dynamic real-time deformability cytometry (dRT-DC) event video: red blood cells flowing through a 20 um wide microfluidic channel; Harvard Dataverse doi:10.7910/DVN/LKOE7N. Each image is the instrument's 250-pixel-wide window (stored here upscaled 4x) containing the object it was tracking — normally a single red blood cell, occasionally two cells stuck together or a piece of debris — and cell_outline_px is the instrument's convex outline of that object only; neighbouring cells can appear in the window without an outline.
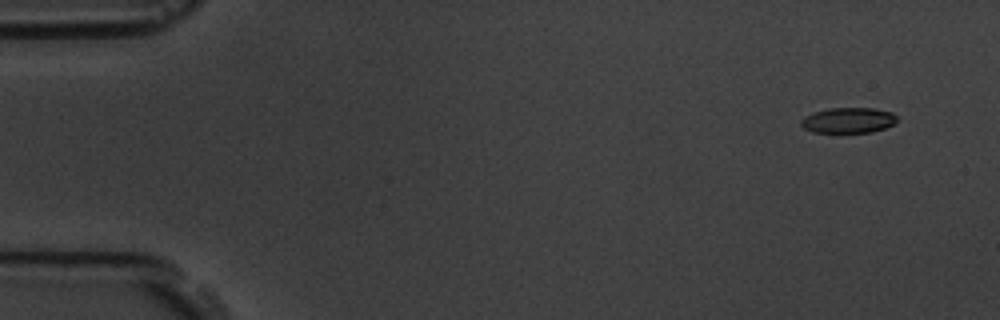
{"species": "common noctule bat (a hibernating species)", "species_latin": "Nyctalus noctula", "temperature_condition": "room temperature", "stored_images_in_passage": 6, "camera_frame_rate_fps": 3000, "um_per_image_px": 0.085, "animal": {"sex": "male", "body_mass_g": 19.5, "forearm_length_mm": 54.6}, "frame": {"image": 1, "passage_image": 1, "time_ms": 0.0, "image_size_px": [1000, 320], "cell_outline_px": [[900, 120], [884, 128], [872, 132], [812, 132], [804, 128], [800, 124], [800, 120], [804, 116], [812, 112], [828, 108], [872, 108], [892, 112]], "centroid_in_image_um": [72.09, 10.21], "position_along_channel_um": 12.9, "area_um2": 14.33}}
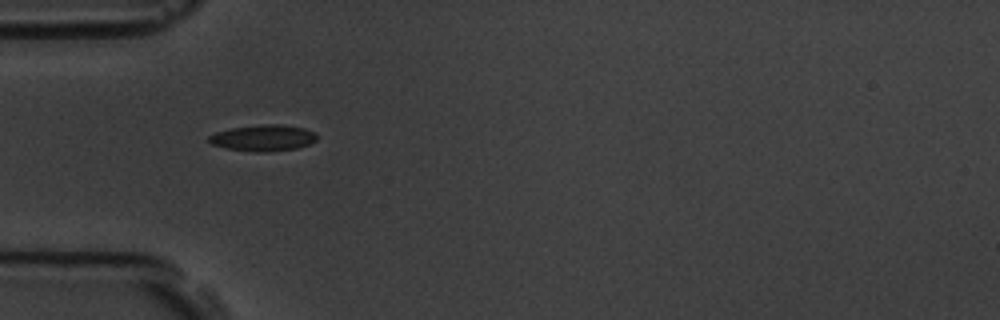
{"frame": {"image": 2, "passage_image": 5, "time_ms": 4.667, "image_size_px": [1000, 320], "cell_outline_px": [[316, 140], [308, 144], [296, 148], [272, 152], [252, 152], [224, 148], [212, 144], [208, 140], [208, 136], [216, 132], [232, 128], [264, 124], [280, 124], [304, 128], [316, 132]], "centroid_in_image_um": [22.36, 11.73], "position_along_channel_um": 62.6, "area_um2": 16.59}}
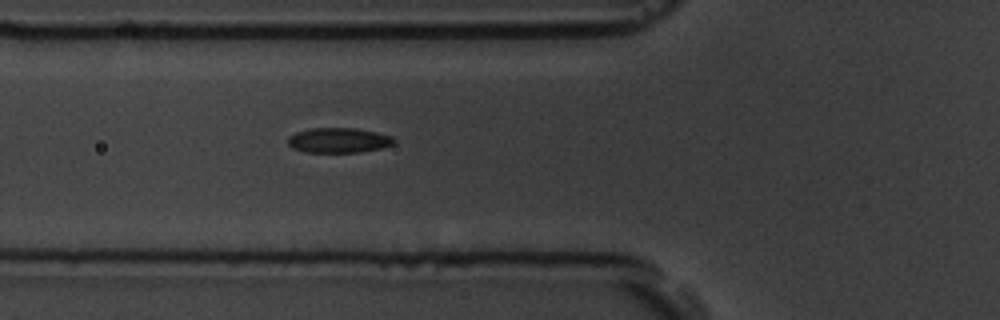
{"frame": {"image": 3, "passage_image": 6, "time_ms": 5.667, "image_size_px": [1000, 320], "cell_outline_px": [[396, 140], [392, 144], [380, 148], [360, 152], [308, 152], [292, 148], [288, 144], [288, 136], [296, 132], [312, 128], [356, 128], [376, 132], [392, 136]], "centroid_in_image_um": [28.77, 11.92], "position_along_channel_um": 97.0, "area_um2": 15.37}}